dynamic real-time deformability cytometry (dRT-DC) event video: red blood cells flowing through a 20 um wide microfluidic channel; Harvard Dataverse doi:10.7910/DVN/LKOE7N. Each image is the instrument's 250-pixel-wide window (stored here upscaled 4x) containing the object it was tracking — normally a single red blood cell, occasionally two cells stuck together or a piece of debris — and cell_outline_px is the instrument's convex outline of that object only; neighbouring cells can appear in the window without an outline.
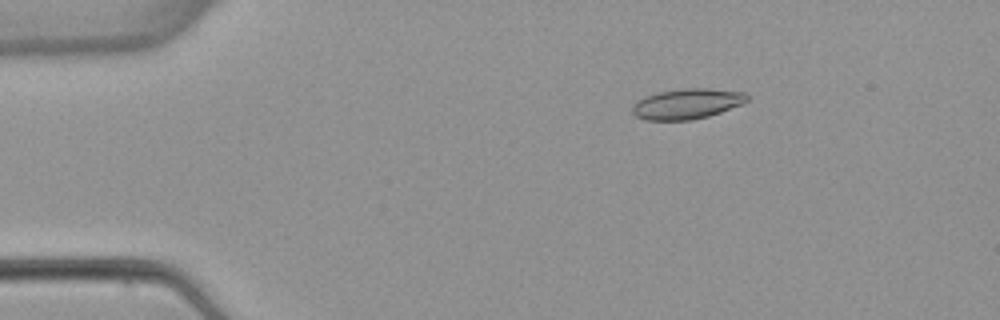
{"species": "common noctule bat (a hibernating species)", "species_latin": "Nyctalus noctula", "temperature_condition": "warm", "stored_images_in_passage": 7, "camera_frame_rate_fps": 3000, "um_per_image_px": 0.085, "animal": {"sex": "female", "body_mass_g": 22.7, "forearm_length_mm": 54.2}, "frame": {"image": 1, "passage_image": 3, "time_ms": 2.333, "image_size_px": [1000, 320], "cell_outline_px": [[748, 100], [744, 104], [708, 116], [692, 120], [644, 120], [636, 116], [632, 112], [632, 104], [644, 96], [656, 92], [684, 88], [708, 88], [744, 92], [748, 96]], "centroid_in_image_um": [58.38, 8.82], "position_along_channel_um": 26.6, "area_um2": 20.52}}
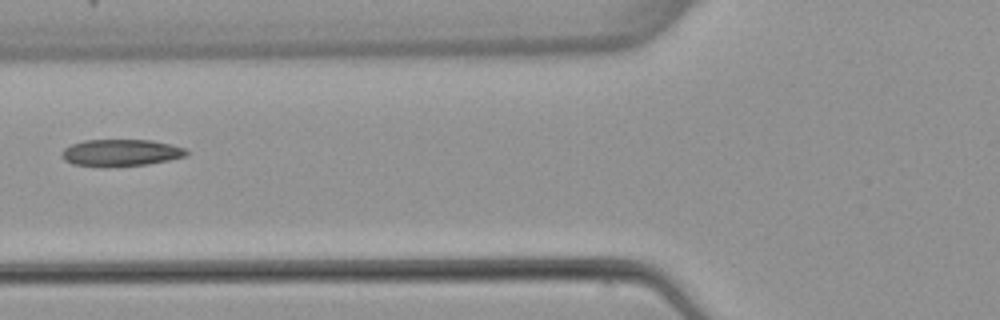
{"frame": {"image": 2, "passage_image": 6, "time_ms": 6.333, "image_size_px": [1000, 320], "cell_outline_px": [[188, 156], [148, 164], [108, 168], [100, 168], [72, 164], [64, 160], [60, 156], [60, 152], [64, 148], [72, 144], [84, 140], [152, 140], [172, 144], [184, 148], [188, 152]], "centroid_in_image_um": [10.23, 13.0], "position_along_channel_um": 115.6, "area_um2": 20.06}}
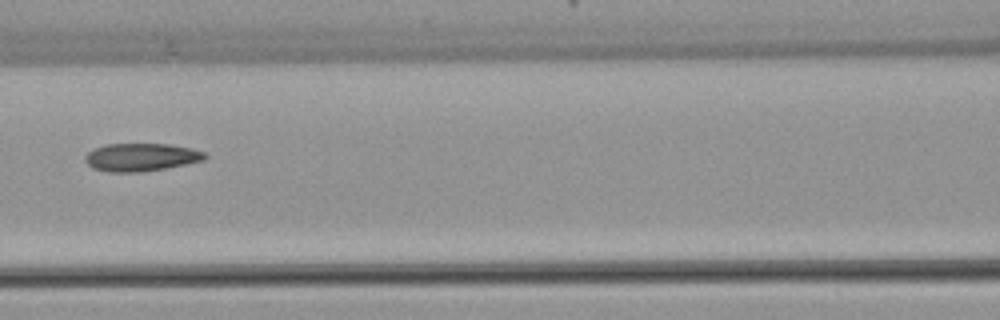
{"frame": {"image": 3, "passage_image": 7, "time_ms": 7.333, "image_size_px": [1000, 320], "cell_outline_px": [[208, 156], [204, 160], [164, 168], [140, 172], [108, 172], [92, 168], [84, 160], [84, 156], [88, 152], [104, 144], [168, 144], [192, 148], [204, 152]], "centroid_in_image_um": [11.97, 13.36], "position_along_channel_um": 154.6, "area_um2": 19.42}}